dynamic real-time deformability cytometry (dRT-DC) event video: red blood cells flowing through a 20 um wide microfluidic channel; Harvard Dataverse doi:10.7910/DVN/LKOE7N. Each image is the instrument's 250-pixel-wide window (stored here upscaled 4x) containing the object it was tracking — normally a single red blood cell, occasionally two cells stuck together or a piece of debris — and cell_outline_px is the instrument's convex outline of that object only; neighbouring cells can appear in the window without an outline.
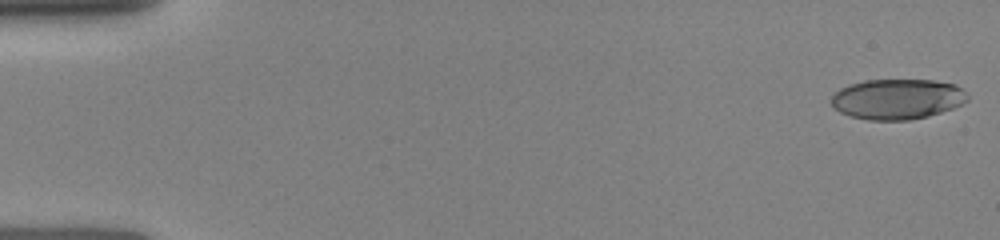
{"species": "human", "species_latin": "Homo sapiens", "temperature_condition": "room temperature", "stored_images_in_passage": 25, "camera_frame_rate_fps": 3000, "um_per_image_px": 0.085, "donor": {"sex": "female"}, "frame": {"image": 1, "passage_image": 1, "time_ms": 0.0, "image_size_px": [1000, 240], "cell_outline_px": [[968, 100], [952, 108], [928, 116], [912, 120], [868, 120], [852, 116], [840, 112], [832, 108], [832, 96], [840, 88], [848, 84], [864, 80], [932, 80], [956, 84], [968, 96]], "centroid_in_image_um": [76.24, 8.42], "position_along_channel_um": 8.8, "area_um2": 32.02}}
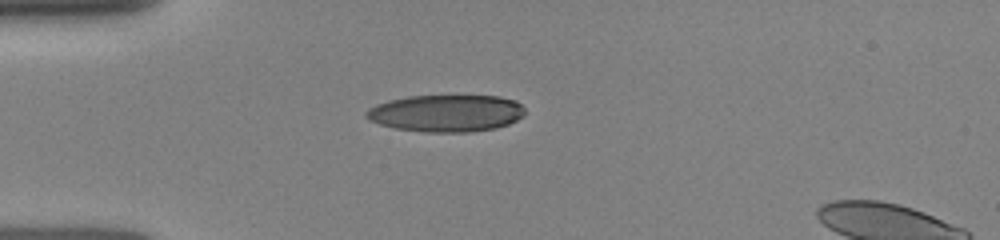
{"frame": {"image": 2, "passage_image": 21, "time_ms": 4.0, "image_size_px": [1000, 240], "cell_outline_px": [[524, 116], [508, 124], [496, 128], [468, 132], [424, 132], [396, 128], [380, 124], [368, 120], [364, 116], [364, 112], [368, 108], [376, 104], [388, 100], [408, 96], [500, 96], [516, 100], [524, 108]], "centroid_in_image_um": [37.91, 9.62], "position_along_channel_um": 47.1, "area_um2": 34.45}}